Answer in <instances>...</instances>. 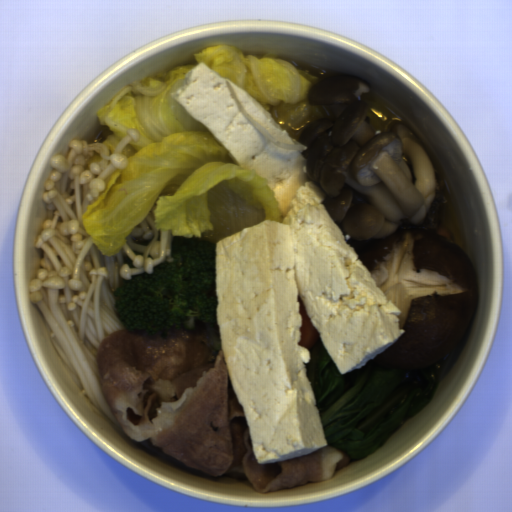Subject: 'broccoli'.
<instances>
[{"label":"broccoli","mask_w":512,"mask_h":512,"mask_svg":"<svg viewBox=\"0 0 512 512\" xmlns=\"http://www.w3.org/2000/svg\"><path fill=\"white\" fill-rule=\"evenodd\" d=\"M216 249L213 241L171 234L172 262L132 276L114 291L117 318L129 331L201 334L221 351Z\"/></svg>","instance_id":"1706d50b"}]
</instances>
